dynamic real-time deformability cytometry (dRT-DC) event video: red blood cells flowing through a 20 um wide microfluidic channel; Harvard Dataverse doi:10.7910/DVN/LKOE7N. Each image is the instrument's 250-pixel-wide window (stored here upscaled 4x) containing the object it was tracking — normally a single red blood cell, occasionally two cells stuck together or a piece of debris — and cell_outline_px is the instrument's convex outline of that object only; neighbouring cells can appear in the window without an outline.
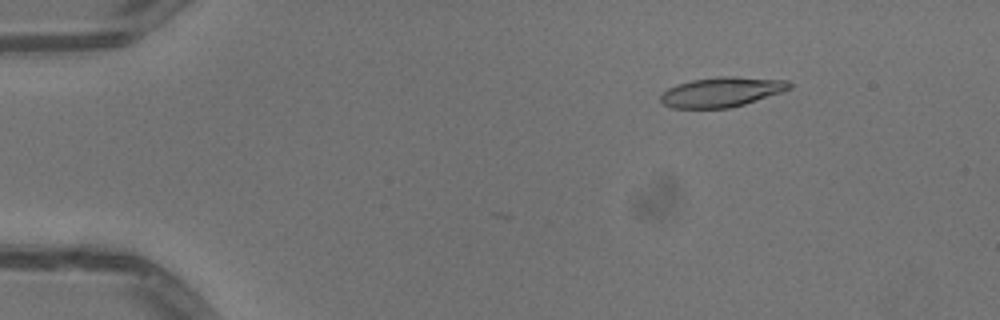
{"species": "common noctule bat (a hibernating species)", "species_latin": "Nyctalus noctula", "temperature_condition": "warm", "stored_images_in_passage": 38, "camera_frame_rate_fps": 3000, "um_per_image_px": 0.085, "animal": {"sex": "male", "body_mass_g": 13.3}, "frame": {"image": 1, "passage_image": 2, "time_ms": 0.333, "image_size_px": [1000, 320], "cell_outline_px": [[792, 88], [784, 92], [744, 104], [728, 108], [672, 108], [664, 104], [660, 100], [660, 96], [668, 88], [676, 84], [692, 80], [716, 76], [736, 76], [788, 80], [792, 84]], "centroid_in_image_um": [61.38, 7.81], "position_along_channel_um": 23.6, "area_um2": 22.6}}
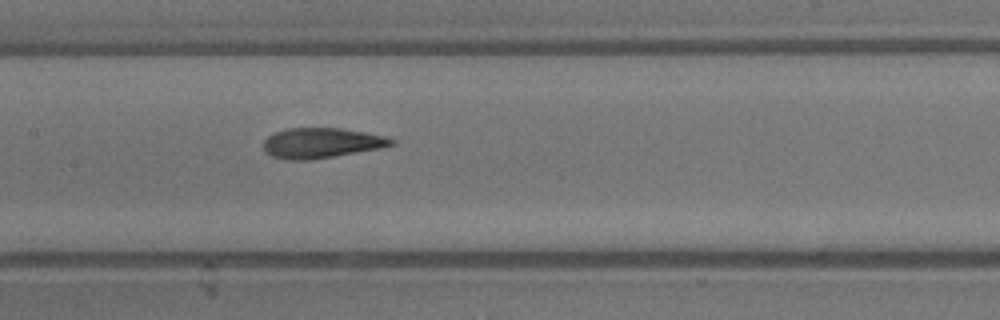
{"frame": {"image": 2, "passage_image": 20, "time_ms": 6.333, "image_size_px": [1000, 320], "cell_outline_px": [[396, 144], [380, 148], [308, 160], [292, 160], [272, 156], [264, 152], [264, 140], [268, 136], [276, 132], [288, 128], [340, 128], [388, 136], [396, 140]], "centroid_in_image_um": [27.34, 12.14], "position_along_channel_um": 180.1, "area_um2": 22.37}}
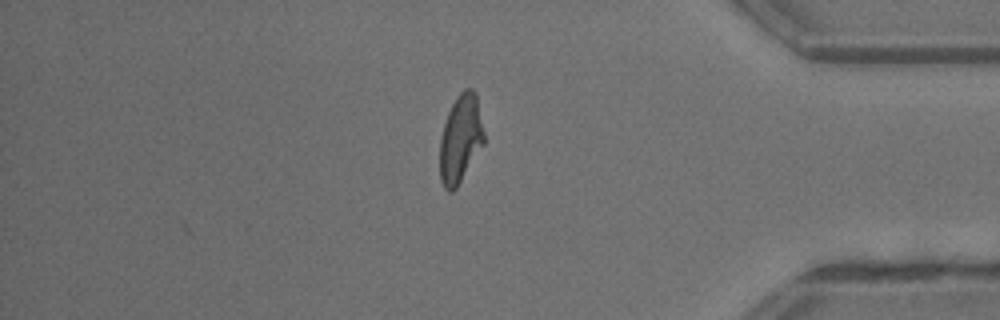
{"frame": {"image": 3, "passage_image": 38, "time_ms": 12.333, "image_size_px": [1000, 320], "cell_outline_px": [[484, 144], [456, 188], [452, 192], [448, 192], [444, 188], [440, 180], [440, 136], [448, 112], [456, 96], [464, 88], [472, 88], [476, 92], [484, 132]], "centroid_in_image_um": [39.14, 11.79], "position_along_channel_um": 396.1, "area_um2": 22.77}, "authors_computed_cell_mechanics": {"area_um2": 22.4264, "velocity_mm_per_s": 4.062, "shape_relaxation_time_tau1_ms": 4.5999, "shape_relaxation_time_tau2_ms": 1.6108, "deformation_change_tau1": 0.2183, "deformation_change_tau2": 0.105}}